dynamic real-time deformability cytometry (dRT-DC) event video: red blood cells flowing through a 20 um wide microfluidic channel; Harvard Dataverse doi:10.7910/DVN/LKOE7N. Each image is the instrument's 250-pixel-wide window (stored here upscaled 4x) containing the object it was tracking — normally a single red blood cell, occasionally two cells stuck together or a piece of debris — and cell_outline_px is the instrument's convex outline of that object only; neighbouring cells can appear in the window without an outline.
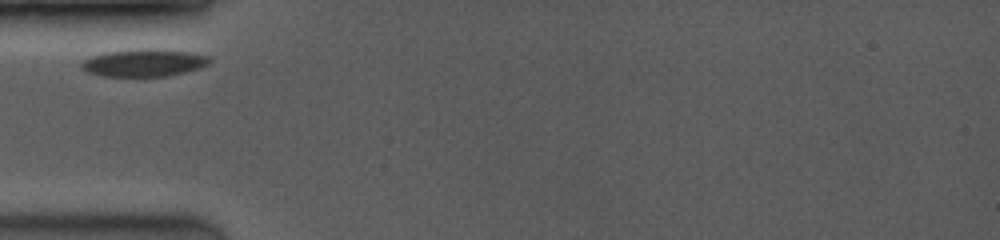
{"species": "common noctule bat (a hibernating species)", "species_latin": "Nyctalus noctula", "temperature_condition": "room temperature", "stored_images_in_passage": 9, "camera_frame_rate_fps": 3500, "um_per_image_px": 0.085, "animal": {"sex": "female", "body_mass_g": 19.0, "forearm_length_mm": 53.3}, "frame": {"image": 1, "passage_image": 1, "time_ms": 0.0, "image_size_px": [1000, 240], "cell_outline_px": [[212, 60], [208, 64], [200, 68], [168, 76], [100, 76], [88, 72], [80, 68], [80, 64], [84, 60], [92, 56], [108, 52], [136, 48], [148, 48], [188, 52], [208, 56]], "centroid_in_image_um": [12.22, 5.33], "position_along_channel_um": 72.8, "area_um2": 20.46}}
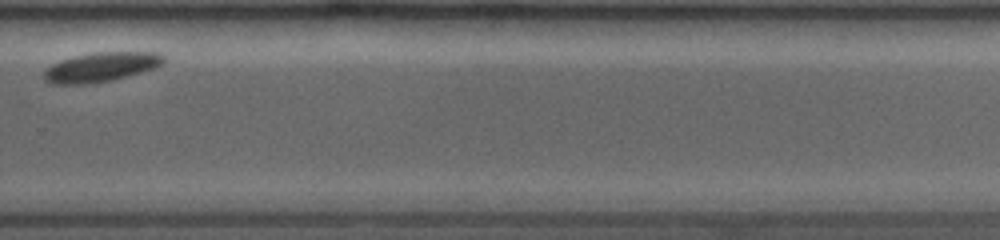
{"frame": {"image": 2, "passage_image": 8, "time_ms": 6.857, "image_size_px": [1000, 240], "cell_outline_px": [[168, 60], [164, 64], [156, 68], [112, 80], [88, 84], [52, 84], [44, 80], [44, 72], [52, 64], [76, 56], [92, 52], [156, 52], [164, 56]], "centroid_in_image_um": [8.65, 5.7], "position_along_channel_um": 321.1, "area_um2": 20.52}}